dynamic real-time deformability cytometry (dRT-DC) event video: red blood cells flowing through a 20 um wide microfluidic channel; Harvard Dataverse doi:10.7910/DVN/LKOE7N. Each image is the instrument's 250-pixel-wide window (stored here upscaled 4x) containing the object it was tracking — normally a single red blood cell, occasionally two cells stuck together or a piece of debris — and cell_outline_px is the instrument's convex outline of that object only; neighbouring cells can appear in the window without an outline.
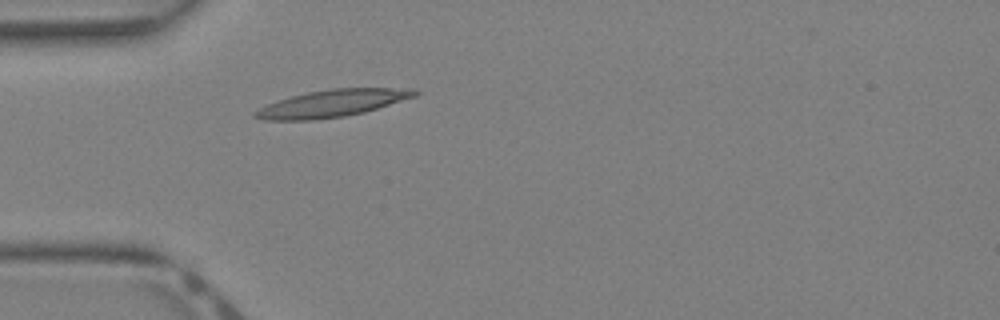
{"species": "Egyptian fruit bat (a non-hibernating species)", "species_latin": "Rousettus aegyptiacus", "temperature_condition": "warm", "stored_images_in_passage": 29, "camera_frame_rate_fps": 3000, "um_per_image_px": 0.085, "animal": {"sex": "female"}, "frame": {"image": 1, "passage_image": 1, "time_ms": 0.0, "image_size_px": [1000, 320], "cell_outline_px": [[420, 92], [416, 96], [364, 112], [344, 116], [312, 120], [264, 120], [252, 116], [252, 112], [268, 104], [292, 96], [308, 92], [328, 88], [416, 88]], "centroid_in_image_um": [28.25, 8.78], "position_along_channel_um": 56.7, "area_um2": 25.14}}
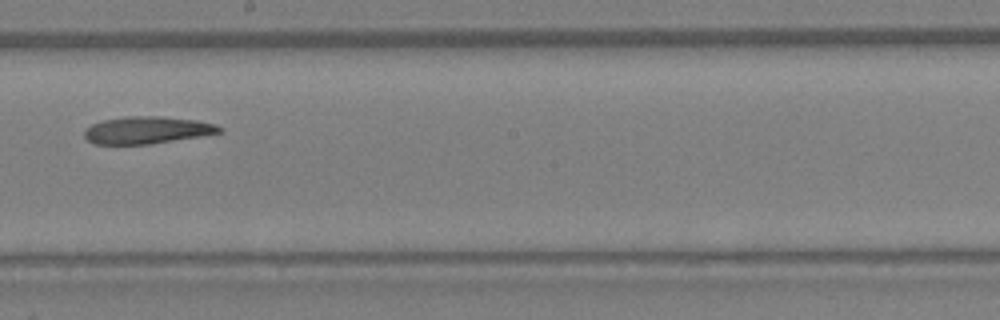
{"frame": {"image": 2, "passage_image": 12, "time_ms": 3.667, "image_size_px": [1000, 320], "cell_outline_px": [[224, 128], [220, 132], [200, 136], [148, 144], [96, 144], [88, 140], [84, 136], [84, 132], [92, 124], [104, 120], [128, 116], [160, 116], [196, 120], [216, 124]], "centroid_in_image_um": [12.51, 11.05], "position_along_channel_um": 235.7, "area_um2": 21.15}}
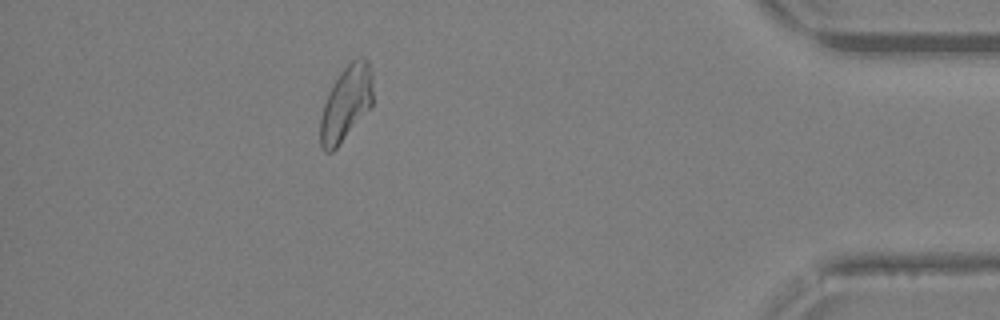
{"frame": {"image": 3, "passage_image": 25, "time_ms": 8.0, "image_size_px": [1000, 320], "cell_outline_px": [[372, 104], [336, 148], [332, 152], [324, 152], [320, 144], [320, 116], [324, 104], [340, 72], [352, 60], [360, 56], [364, 56], [368, 60], [372, 72]], "centroid_in_image_um": [29.41, 8.76], "position_along_channel_um": 405.8, "area_um2": 22.54}}